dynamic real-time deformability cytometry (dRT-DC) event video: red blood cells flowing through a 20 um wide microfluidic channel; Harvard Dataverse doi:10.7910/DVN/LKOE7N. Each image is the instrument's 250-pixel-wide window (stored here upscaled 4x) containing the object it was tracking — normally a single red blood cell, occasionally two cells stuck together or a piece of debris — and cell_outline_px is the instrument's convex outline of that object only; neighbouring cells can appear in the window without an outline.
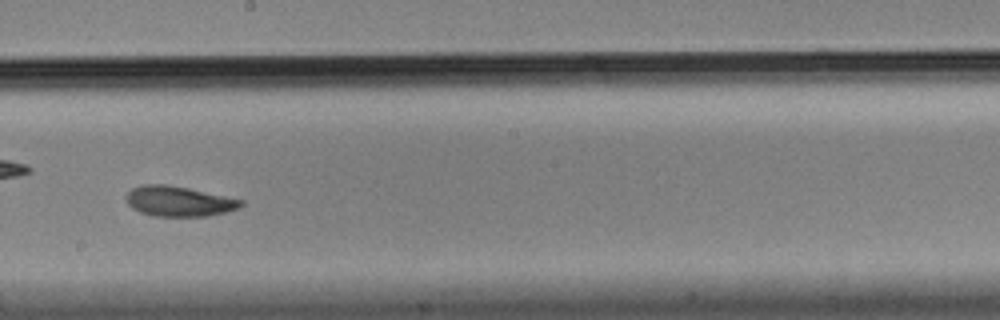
{"species": "Egyptian fruit bat (a non-hibernating species)", "species_latin": "Rousettus aegyptiacus", "temperature_condition": "cold", "stored_images_in_passage": 55, "camera_frame_rate_fps": 3000, "um_per_image_px": 0.085, "animal": {"sex": "male"}, "frame": {"image": 1, "passage_image": 32, "time_ms": 10.333, "image_size_px": [1000, 320], "cell_outline_px": [[244, 204], [240, 208], [208, 216], [152, 216], [140, 212], [132, 208], [128, 204], [128, 192], [132, 188], [144, 184], [164, 184], [188, 188], [244, 200]], "centroid_in_image_um": [15.22, 17.11], "position_along_channel_um": 233.0, "area_um2": 20.06}, "authors_computed_cell_mechanics": {"area_um2": 20.519, "velocity_mm_per_s": 3.4605, "shape_relaxation_time_tau1_ms": 5.751, "shape_relaxation_time_tau2_ms": 2.1182, "deformation_change_tau1": 0.1299, "deformation_change_tau2": 0.063}}